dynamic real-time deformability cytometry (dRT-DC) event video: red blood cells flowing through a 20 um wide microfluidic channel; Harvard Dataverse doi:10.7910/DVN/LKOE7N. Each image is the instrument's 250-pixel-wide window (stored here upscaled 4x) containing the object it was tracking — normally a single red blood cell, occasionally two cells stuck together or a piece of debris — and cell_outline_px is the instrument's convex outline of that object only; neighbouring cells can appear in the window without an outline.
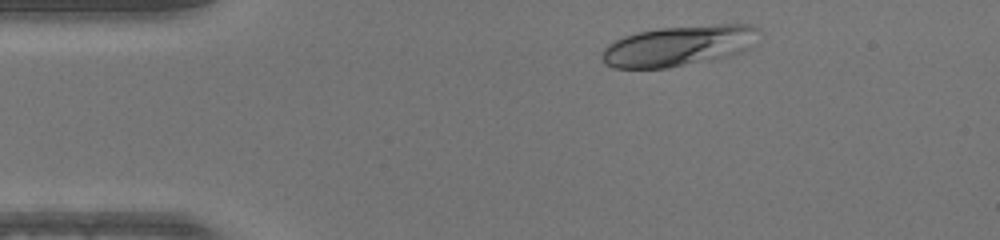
{"species": "human", "species_latin": "Homo sapiens", "temperature_condition": "warm", "stored_images_in_passage": 44, "camera_frame_rate_fps": 3000, "um_per_image_px": 0.085, "donor": {"sex": "male"}, "frame": {"image": 1, "passage_image": 3, "time_ms": 0.667, "image_size_px": [1000, 240], "cell_outline_px": [[760, 32], [756, 44], [740, 52], [728, 56], [712, 60], [668, 68], [612, 68], [604, 64], [600, 52], [608, 44], [624, 36], [640, 32], [660, 28], [724, 24], [752, 24], [760, 28]], "centroid_in_image_um": [57.73, 3.9], "position_along_channel_um": 27.3, "area_um2": 37.34}}
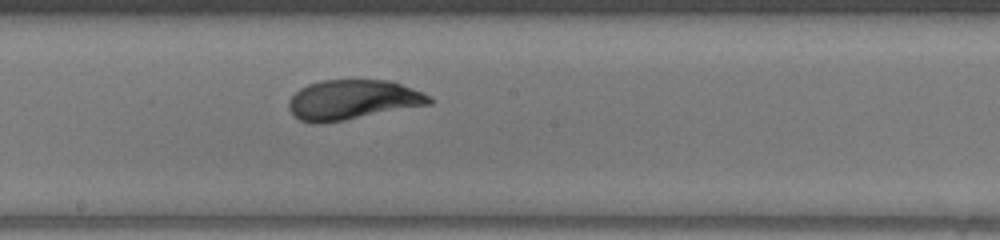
{"frame": {"image": 2, "passage_image": 21, "time_ms": 6.667, "image_size_px": [1000, 240], "cell_outline_px": [[432, 104], [344, 120], [320, 124], [312, 124], [300, 120], [292, 116], [288, 108], [288, 100], [300, 88], [308, 84], [324, 80], [392, 80], [424, 92], [432, 96]], "centroid_in_image_um": [29.98, 8.48], "position_along_channel_um": 218.2, "area_um2": 32.95}}
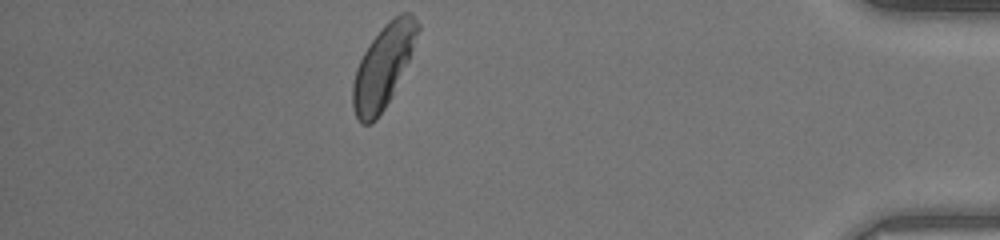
{"frame": {"image": 3, "passage_image": 38, "time_ms": 12.333, "image_size_px": [1000, 240], "cell_outline_px": [[420, 28], [408, 60], [392, 96], [376, 120], [372, 124], [360, 124], [352, 108], [352, 84], [356, 68], [368, 44], [384, 24], [388, 20], [400, 12], [412, 12], [420, 24]], "centroid_in_image_um": [32.56, 5.63], "position_along_channel_um": 402.6, "area_um2": 31.21}}